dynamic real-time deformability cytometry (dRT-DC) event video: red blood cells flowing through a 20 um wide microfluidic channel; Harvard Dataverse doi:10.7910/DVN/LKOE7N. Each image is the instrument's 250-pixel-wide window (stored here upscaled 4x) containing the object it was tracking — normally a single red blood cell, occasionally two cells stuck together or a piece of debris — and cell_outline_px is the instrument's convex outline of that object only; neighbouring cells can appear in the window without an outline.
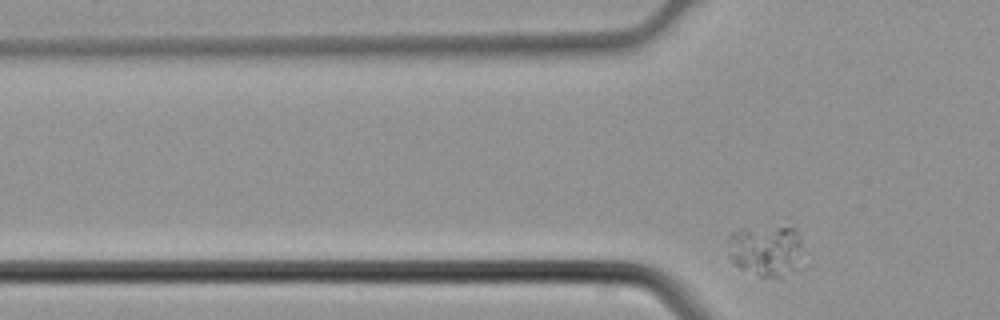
{"species": "common noctule bat (a hibernating species)", "species_latin": "Nyctalus noctula", "temperature_condition": "cold", "stored_images_in_passage": 5, "camera_frame_rate_fps": 3000, "um_per_image_px": 0.085, "animal": {"sex": "male", "body_mass_g": 21.5, "forearm_length_mm": 52.0}, "frame": {"image": 1, "passage_image": 5, "time_ms": 1.333, "image_size_px": [1000, 320], "cell_outline_px": [[800, 244], [792, 268], [780, 280], [760, 276], [740, 268], [732, 260], [728, 240], [728, 236], [732, 232], [740, 228], [792, 228], [800, 236]], "centroid_in_image_um": [65.01, 21.29], "position_along_channel_um": 60.8, "area_um2": 21.39}}